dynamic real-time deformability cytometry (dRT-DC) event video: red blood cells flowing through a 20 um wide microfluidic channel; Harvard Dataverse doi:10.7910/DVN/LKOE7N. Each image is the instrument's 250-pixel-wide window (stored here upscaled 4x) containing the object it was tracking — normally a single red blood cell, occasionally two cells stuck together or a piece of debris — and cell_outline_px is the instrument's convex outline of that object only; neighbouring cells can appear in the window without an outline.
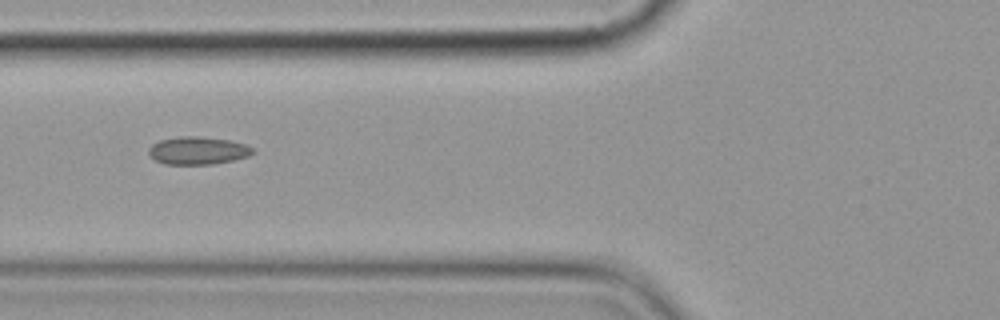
{"species": "common noctule bat (a hibernating species)", "species_latin": "Nyctalus noctula", "temperature_condition": "cold", "stored_images_in_passage": 17, "camera_frame_rate_fps": 3000, "um_per_image_px": 0.085, "animal": {"sex": "female", "body_mass_g": 19.9}, "frame": {"image": 1, "passage_image": 8, "time_ms": 9.333, "image_size_px": [1000, 320], "cell_outline_px": [[256, 152], [248, 156], [232, 160], [212, 164], [164, 164], [156, 160], [148, 152], [148, 148], [152, 144], [160, 140], [180, 136], [200, 136], [228, 140], [244, 144], [252, 148]], "centroid_in_image_um": [16.81, 12.79], "position_along_channel_um": 109.0, "area_um2": 16.7}}
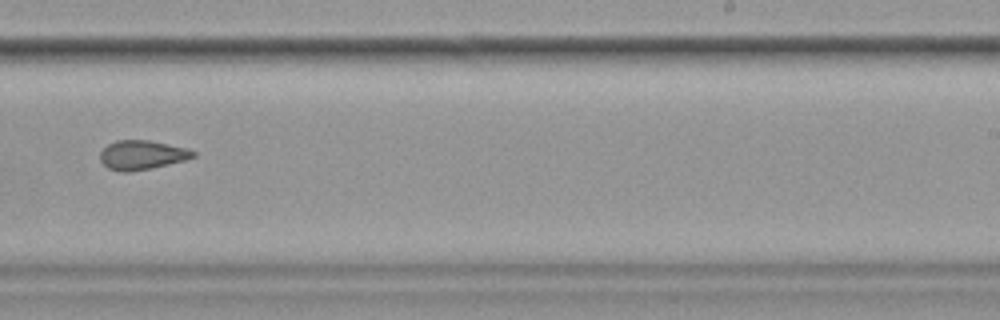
{"frame": {"image": 2, "passage_image": 12, "time_ms": 14.0, "image_size_px": [1000, 320], "cell_outline_px": [[196, 156], [184, 160], [152, 168], [128, 172], [120, 172], [108, 168], [100, 160], [100, 152], [108, 144], [116, 140], [148, 140], [188, 148], [196, 152]], "centroid_in_image_um": [12.06, 13.17], "position_along_channel_um": 276.9, "area_um2": 15.84}}
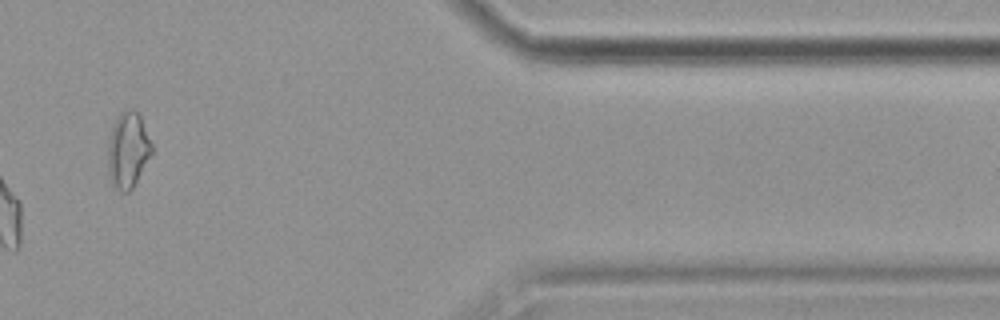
{"frame": {"image": 3, "passage_image": 15, "time_ms": 18.333, "image_size_px": [1000, 320], "cell_outline_px": [[152, 152], [132, 188], [128, 192], [120, 192], [112, 184], [108, 172], [108, 140], [112, 124], [116, 116], [124, 108], [132, 108], [140, 116], [152, 144]], "centroid_in_image_um": [10.84, 12.71], "position_along_channel_um": 400.6, "area_um2": 19.42}, "authors_computed_cell_mechanics": {"area_um2": 21.386, "velocity_mm_per_s": 3.5946, "shape_relaxation_time_tau1_ms": 1.0905, "shape_relaxation_time_tau2_ms": null, "deformation_change_tau1": 0.2465, "deformation_change_tau2": null}}